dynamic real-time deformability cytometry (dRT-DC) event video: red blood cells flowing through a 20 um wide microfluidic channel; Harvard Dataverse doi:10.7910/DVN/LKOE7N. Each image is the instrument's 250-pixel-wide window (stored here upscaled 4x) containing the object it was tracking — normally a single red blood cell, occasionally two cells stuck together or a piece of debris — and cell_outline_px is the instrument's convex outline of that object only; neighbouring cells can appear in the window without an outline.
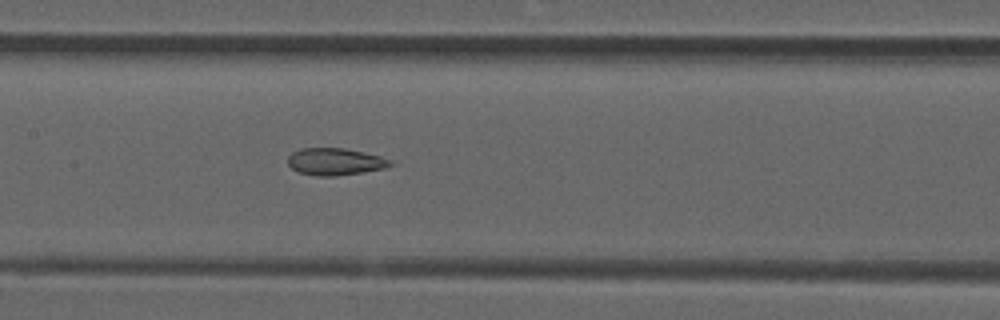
{"species": "common noctule bat (a hibernating species)", "species_latin": "Nyctalus noctula", "temperature_condition": "room temperature", "stored_images_in_passage": 40, "camera_frame_rate_fps": 3000, "um_per_image_px": 0.085, "animal": {"sex": "male", "forearm_length_mm": 52.5}, "frame": {"image": 1, "passage_image": 13, "time_ms": 4.0, "image_size_px": [1000, 320], "cell_outline_px": [[392, 164], [384, 168], [336, 176], [316, 176], [300, 172], [292, 168], [288, 164], [288, 156], [292, 152], [300, 148], [344, 148], [380, 156], [388, 160]], "centroid_in_image_um": [28.42, 13.73], "position_along_channel_um": 179.0, "area_um2": 15.9}}
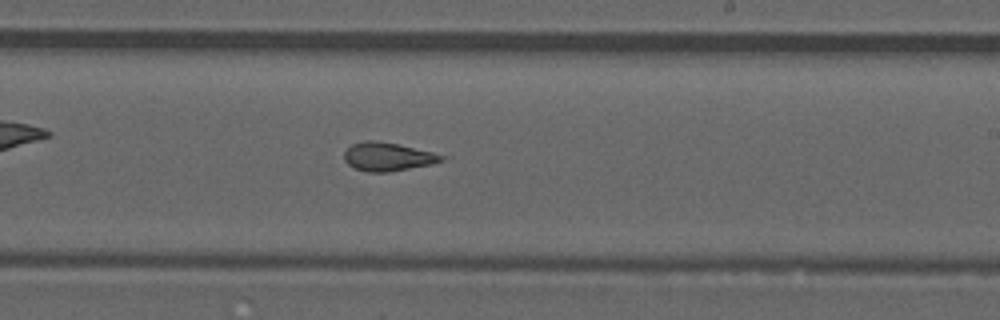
{"frame": {"image": 2, "passage_image": 19, "time_ms": 6.0, "image_size_px": [1000, 320], "cell_outline_px": [[448, 156], [444, 160], [432, 164], [388, 172], [368, 172], [352, 168], [344, 160], [344, 152], [352, 144], [368, 140], [372, 140], [396, 144], [432, 152]], "centroid_in_image_um": [32.95, 13.33], "position_along_channel_um": 256.0, "area_um2": 16.07}}
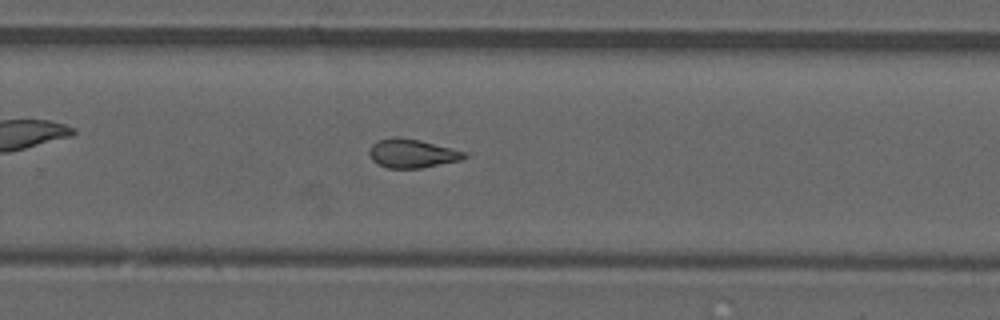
{"frame": {"image": 3, "passage_image": 22, "time_ms": 7.0, "image_size_px": [1000, 320], "cell_outline_px": [[472, 152], [468, 156], [460, 160], [420, 168], [388, 168], [376, 164], [372, 160], [368, 152], [372, 144], [380, 140], [392, 136], [396, 136], [420, 140]], "centroid_in_image_um": [35.07, 13.03], "position_along_channel_um": 294.7, "area_um2": 16.24}, "authors_computed_cell_mechanics": {"area_um2": 16.0395, "velocity_mm_per_s": 3.8767, "shape_relaxation_time_tau1_ms": null, "shape_relaxation_time_tau2_ms": 2.7651, "deformation_change_tau1": null, "deformation_change_tau2": 0.1145}}